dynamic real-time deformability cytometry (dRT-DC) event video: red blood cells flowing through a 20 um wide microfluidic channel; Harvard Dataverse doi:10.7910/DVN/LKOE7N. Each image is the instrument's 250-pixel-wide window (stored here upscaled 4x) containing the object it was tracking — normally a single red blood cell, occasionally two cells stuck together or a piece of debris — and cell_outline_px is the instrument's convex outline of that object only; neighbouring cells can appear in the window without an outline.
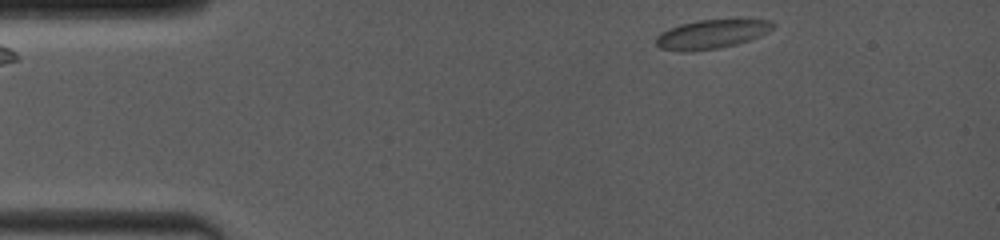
{"species": "common noctule bat (a hibernating species)", "species_latin": "Nyctalus noctula", "temperature_condition": "room temperature", "stored_images_in_passage": 38, "camera_frame_rate_fps": 4000, "um_per_image_px": 0.085, "animal": {"sex": "female", "body_mass_g": 19.0, "forearm_length_mm": 53.3}, "frame": {"image": 1, "passage_image": 2, "time_ms": 0.5, "image_size_px": [1000, 240], "cell_outline_px": [[776, 24], [768, 32], [760, 36], [736, 44], [720, 48], [692, 52], [680, 52], [660, 48], [656, 44], [656, 36], [660, 32], [668, 28], [680, 24], [700, 20], [740, 16], [772, 20]], "centroid_in_image_um": [60.55, 2.85], "position_along_channel_um": 24.5, "area_um2": 20.87}}
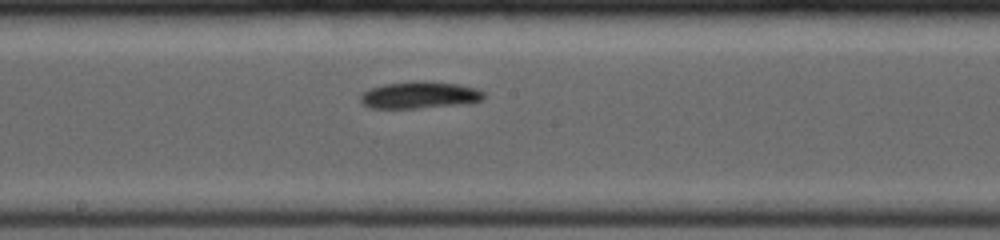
{"frame": {"image": 2, "passage_image": 22, "time_ms": 7.0, "image_size_px": [1000, 240], "cell_outline_px": [[484, 100], [468, 104], [416, 108], [368, 108], [360, 100], [360, 96], [364, 92], [372, 88], [384, 84], [412, 80], [424, 80], [460, 84], [476, 88], [484, 92]], "centroid_in_image_um": [35.72, 8.07], "position_along_channel_um": 212.5, "area_um2": 19.71}}
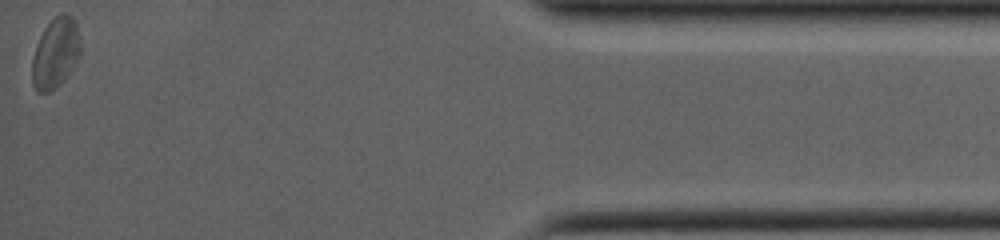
{"frame": {"image": 3, "passage_image": 38, "time_ms": 14.0, "image_size_px": [1000, 240], "cell_outline_px": [[80, 56], [72, 68], [56, 88], [48, 92], [36, 92], [32, 84], [32, 60], [36, 44], [44, 28], [60, 12], [64, 12], [72, 16], [76, 24], [80, 44]], "centroid_in_image_um": [4.7, 4.51], "position_along_channel_um": 430.5, "area_um2": 19.71}, "authors_computed_cell_mechanics": {"area_um2": 18.9873, "velocity_mm_per_s": 4.0156, "shape_relaxation_time_tau1_ms": 3.7198, "shape_relaxation_time_tau2_ms": null, "deformation_change_tau1": 0.1469, "deformation_change_tau2": null}}